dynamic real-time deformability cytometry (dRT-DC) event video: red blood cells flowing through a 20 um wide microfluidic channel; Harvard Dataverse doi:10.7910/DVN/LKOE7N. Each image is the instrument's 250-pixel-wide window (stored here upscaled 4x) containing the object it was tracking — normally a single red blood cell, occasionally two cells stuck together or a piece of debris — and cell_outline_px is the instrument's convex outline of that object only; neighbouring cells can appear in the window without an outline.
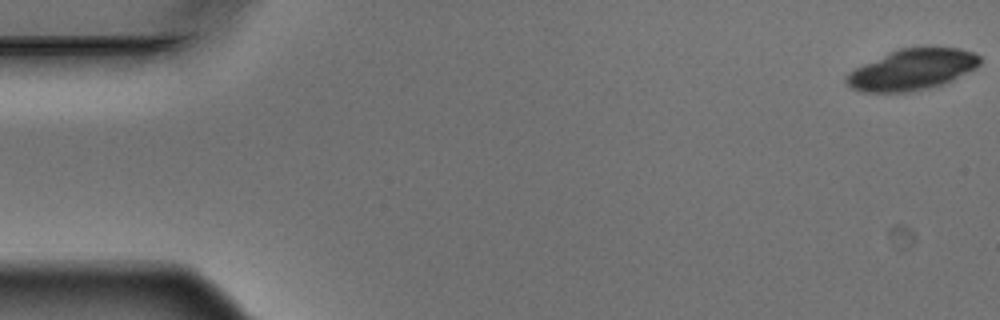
{"species": "Egyptian fruit bat (a non-hibernating species)", "species_latin": "Rousettus aegyptiacus", "temperature_condition": "warm", "stored_images_in_passage": 5, "camera_frame_rate_fps": 3000, "um_per_image_px": 0.085, "animal": {"sex": "male"}, "frame": {"image": 1, "passage_image": 1, "time_ms": 0.0, "image_size_px": [1000, 320], "cell_outline_px": [[980, 64], [976, 68], [952, 80], [928, 88], [908, 92], [864, 92], [852, 88], [844, 80], [844, 76], [848, 72], [888, 52], [900, 48], [960, 48], [972, 52], [980, 56]], "centroid_in_image_um": [77.51, 5.92], "position_along_channel_um": 7.5, "area_um2": 31.56}}